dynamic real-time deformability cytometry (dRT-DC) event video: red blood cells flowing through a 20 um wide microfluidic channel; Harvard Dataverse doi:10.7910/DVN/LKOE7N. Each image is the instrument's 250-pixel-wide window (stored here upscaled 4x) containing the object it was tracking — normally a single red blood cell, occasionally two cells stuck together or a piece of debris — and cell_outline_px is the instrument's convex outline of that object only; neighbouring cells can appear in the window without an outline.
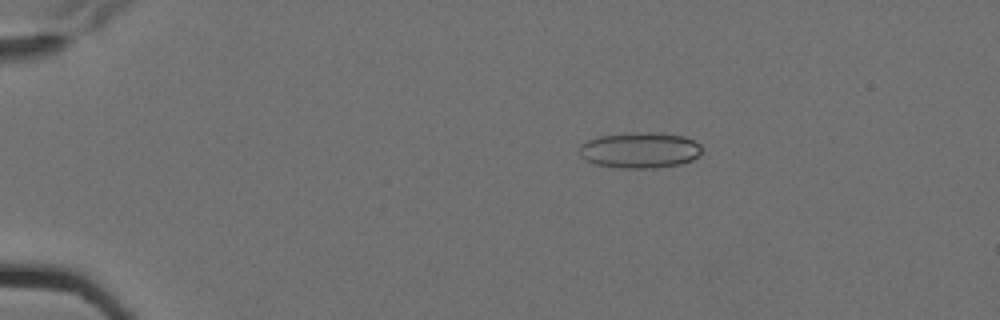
{"species": "Egyptian fruit bat (a non-hibernating species)", "species_latin": "Rousettus aegyptiacus", "temperature_condition": "cold", "stored_images_in_passage": 7, "camera_frame_rate_fps": 3000, "um_per_image_px": 0.085, "animal": {"sex": "female"}, "frame": {"image": 1, "passage_image": 3, "time_ms": 0.667, "image_size_px": [1000, 320], "cell_outline_px": [[704, 148], [700, 156], [692, 160], [680, 164], [656, 168], [620, 168], [596, 164], [584, 160], [580, 156], [580, 144], [588, 140], [600, 136], [636, 132], [648, 132], [684, 136], [700, 144]], "centroid_in_image_um": [54.41, 12.77], "position_along_channel_um": 30.6, "area_um2": 25.72}}